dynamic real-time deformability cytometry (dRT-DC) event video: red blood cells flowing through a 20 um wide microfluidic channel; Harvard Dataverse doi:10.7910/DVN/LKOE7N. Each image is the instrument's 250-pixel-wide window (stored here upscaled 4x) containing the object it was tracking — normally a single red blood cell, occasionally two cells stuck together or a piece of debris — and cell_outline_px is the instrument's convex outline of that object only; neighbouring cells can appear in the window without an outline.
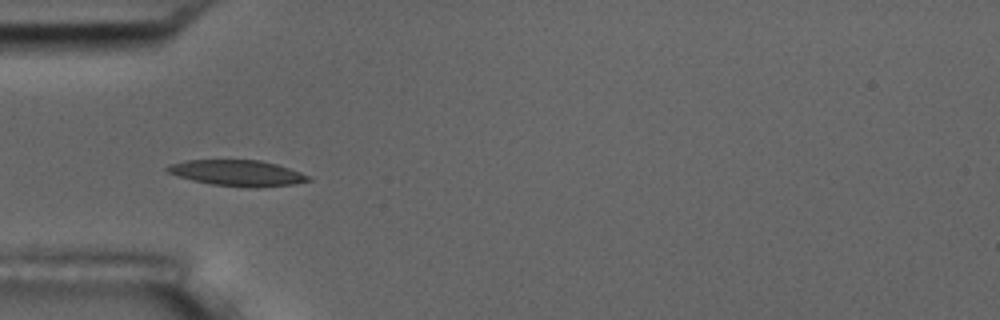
{"species": "common noctule bat (a hibernating species)", "species_latin": "Nyctalus noctula", "temperature_condition": "room temperature", "stored_images_in_passage": 6, "camera_frame_rate_fps": 3000, "um_per_image_px": 0.085, "animal": {"sex": "male", "body_mass_g": 17.5, "forearm_length_mm": 52.3}, "frame": {"image": 1, "passage_image": 5, "time_ms": 4.667, "image_size_px": [1000, 320], "cell_outline_px": [[312, 180], [292, 184], [256, 188], [248, 188], [212, 184], [192, 180], [176, 176], [168, 172], [164, 168], [168, 164], [184, 160], [260, 160], [276, 164], [312, 176]], "centroid_in_image_um": [20.15, 14.71], "position_along_channel_um": 64.8, "area_um2": 21.44}}